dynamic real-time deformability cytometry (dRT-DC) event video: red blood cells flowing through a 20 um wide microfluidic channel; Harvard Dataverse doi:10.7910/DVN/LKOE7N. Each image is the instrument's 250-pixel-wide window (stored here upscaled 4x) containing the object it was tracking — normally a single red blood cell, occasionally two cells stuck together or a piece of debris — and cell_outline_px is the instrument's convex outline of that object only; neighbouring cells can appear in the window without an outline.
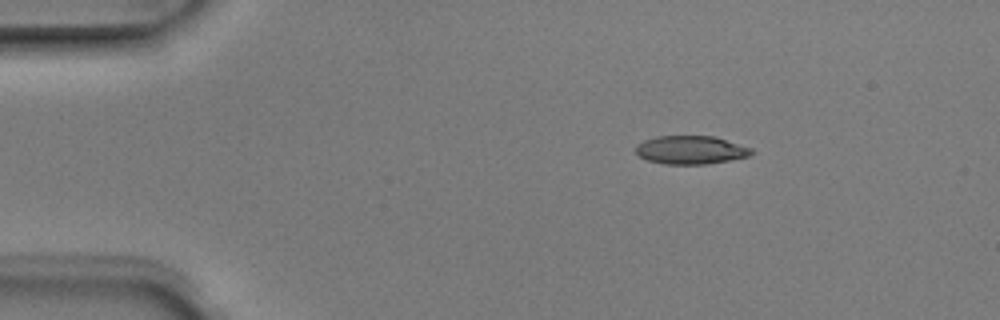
{"species": "Egyptian fruit bat (a non-hibernating species)", "species_latin": "Rousettus aegyptiacus", "temperature_condition": "room temperature", "stored_images_in_passage": 3, "camera_frame_rate_fps": 3000, "um_per_image_px": 0.085, "animal": {"sex": "male"}, "frame": {"image": 1, "passage_image": 1, "time_ms": 0.0, "image_size_px": [1000, 320], "cell_outline_px": [[756, 152], [748, 156], [728, 160], [704, 164], [664, 164], [648, 160], [640, 156], [636, 152], [636, 144], [644, 140], [656, 136], [716, 136], [752, 148]], "centroid_in_image_um": [58.73, 12.73], "position_along_channel_um": 26.3, "area_um2": 19.13}}
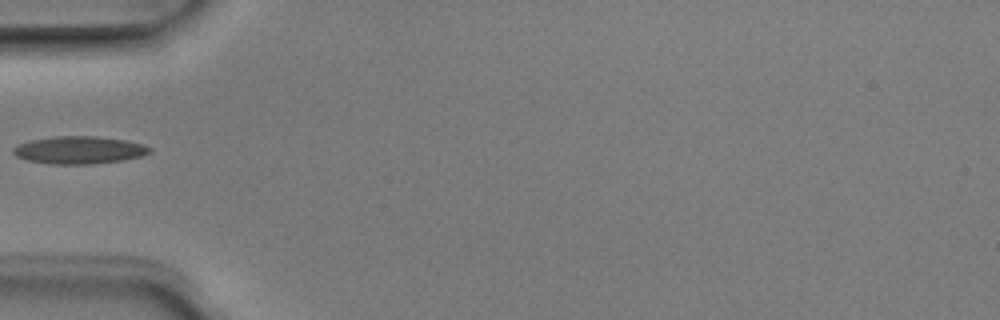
{"frame": {"image": 2, "passage_image": 3, "time_ms": 0.667, "image_size_px": [1000, 320], "cell_outline_px": [[152, 152], [144, 156], [124, 160], [92, 164], [52, 164], [28, 160], [16, 156], [12, 152], [12, 148], [16, 144], [32, 140], [56, 136], [96, 136], [124, 140], [140, 144], [152, 148]], "centroid_in_image_um": [6.73, 12.76], "position_along_channel_um": 78.3, "area_um2": 21.96}}